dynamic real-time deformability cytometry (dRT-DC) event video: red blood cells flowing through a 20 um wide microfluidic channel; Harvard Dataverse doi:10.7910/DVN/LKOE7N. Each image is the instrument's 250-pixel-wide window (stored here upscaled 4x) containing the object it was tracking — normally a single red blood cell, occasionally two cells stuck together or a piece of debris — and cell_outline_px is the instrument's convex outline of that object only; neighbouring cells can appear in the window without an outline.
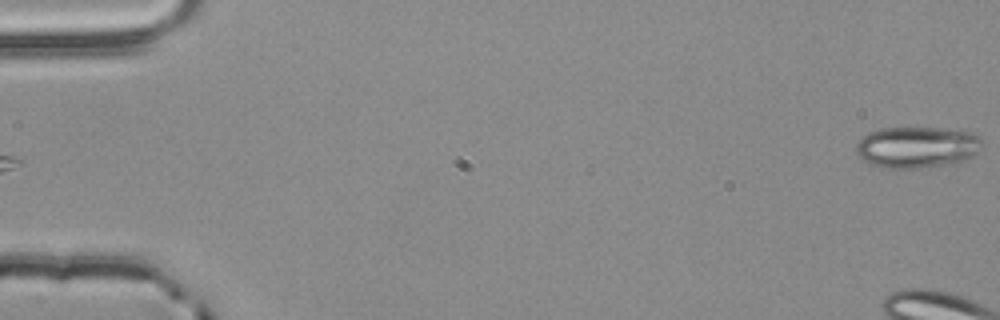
{"species": "common noctule bat (a hibernating species)", "species_latin": "Nyctalus noctula", "temperature_condition": "room temperature", "stored_images_in_passage": 4, "camera_frame_rate_fps": 3000, "um_per_image_px": 0.085, "animal": {"sex": "male", "body_mass_g": 20.4}, "frame": {"image": 1, "passage_image": 4, "time_ms": 1.0, "image_size_px": [1000, 320], "cell_outline_px": [[984, 144], [980, 152], [964, 160], [952, 164], [916, 168], [880, 168], [868, 164], [856, 152], [856, 144], [868, 132], [880, 128], [940, 128], [972, 132]], "centroid_in_image_um": [77.95, 12.52], "position_along_channel_um": 7.1, "area_um2": 30.58}}